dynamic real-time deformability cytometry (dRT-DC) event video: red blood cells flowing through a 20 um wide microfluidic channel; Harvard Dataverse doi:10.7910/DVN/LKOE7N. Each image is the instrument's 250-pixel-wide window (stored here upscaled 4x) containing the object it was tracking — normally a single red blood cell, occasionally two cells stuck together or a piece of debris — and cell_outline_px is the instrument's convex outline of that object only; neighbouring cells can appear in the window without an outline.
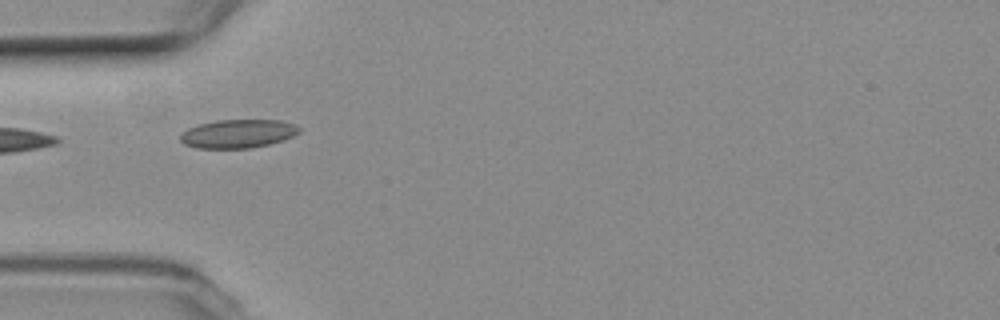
{"species": "common noctule bat (a hibernating species)", "species_latin": "Nyctalus noctula", "temperature_condition": "room temperature", "stored_images_in_passage": 5, "camera_frame_rate_fps": 3000, "um_per_image_px": 0.085, "animal": {"sex": "female", "body_mass_g": 19.3, "forearm_length_mm": 54.1}, "frame": {"image": 1, "passage_image": 1, "time_ms": 0.0, "image_size_px": [1000, 320], "cell_outline_px": [[300, 132], [284, 140], [252, 148], [196, 148], [184, 144], [180, 140], [180, 136], [188, 128], [200, 124], [216, 120], [280, 120], [292, 124], [300, 128]], "centroid_in_image_um": [20.22, 11.37], "position_along_channel_um": 64.8, "area_um2": 19.65}}